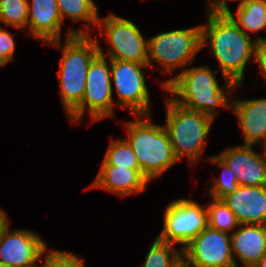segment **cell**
<instances>
[{
    "instance_id": "cell-26",
    "label": "cell",
    "mask_w": 266,
    "mask_h": 267,
    "mask_svg": "<svg viewBox=\"0 0 266 267\" xmlns=\"http://www.w3.org/2000/svg\"><path fill=\"white\" fill-rule=\"evenodd\" d=\"M46 250V255L43 256L44 263H37L35 267H85L84 260L80 259L74 252H65L53 249Z\"/></svg>"
},
{
    "instance_id": "cell-31",
    "label": "cell",
    "mask_w": 266,
    "mask_h": 267,
    "mask_svg": "<svg viewBox=\"0 0 266 267\" xmlns=\"http://www.w3.org/2000/svg\"><path fill=\"white\" fill-rule=\"evenodd\" d=\"M254 267H266V254L258 261Z\"/></svg>"
},
{
    "instance_id": "cell-24",
    "label": "cell",
    "mask_w": 266,
    "mask_h": 267,
    "mask_svg": "<svg viewBox=\"0 0 266 267\" xmlns=\"http://www.w3.org/2000/svg\"><path fill=\"white\" fill-rule=\"evenodd\" d=\"M207 161L217 165L220 169L222 168L221 177L214 178L208 190L210 198L222 200L237 189L238 182L236 176L217 155L209 156Z\"/></svg>"
},
{
    "instance_id": "cell-16",
    "label": "cell",
    "mask_w": 266,
    "mask_h": 267,
    "mask_svg": "<svg viewBox=\"0 0 266 267\" xmlns=\"http://www.w3.org/2000/svg\"><path fill=\"white\" fill-rule=\"evenodd\" d=\"M235 96L231 111L238 119L243 145L261 144L266 139V98L240 99Z\"/></svg>"
},
{
    "instance_id": "cell-15",
    "label": "cell",
    "mask_w": 266,
    "mask_h": 267,
    "mask_svg": "<svg viewBox=\"0 0 266 267\" xmlns=\"http://www.w3.org/2000/svg\"><path fill=\"white\" fill-rule=\"evenodd\" d=\"M222 200L240 224L266 225V186H238Z\"/></svg>"
},
{
    "instance_id": "cell-28",
    "label": "cell",
    "mask_w": 266,
    "mask_h": 267,
    "mask_svg": "<svg viewBox=\"0 0 266 267\" xmlns=\"http://www.w3.org/2000/svg\"><path fill=\"white\" fill-rule=\"evenodd\" d=\"M256 38L257 45L255 63L259 66L262 77L266 79V37L259 36Z\"/></svg>"
},
{
    "instance_id": "cell-18",
    "label": "cell",
    "mask_w": 266,
    "mask_h": 267,
    "mask_svg": "<svg viewBox=\"0 0 266 267\" xmlns=\"http://www.w3.org/2000/svg\"><path fill=\"white\" fill-rule=\"evenodd\" d=\"M230 237L236 267H254L266 254V225L240 224Z\"/></svg>"
},
{
    "instance_id": "cell-6",
    "label": "cell",
    "mask_w": 266,
    "mask_h": 267,
    "mask_svg": "<svg viewBox=\"0 0 266 267\" xmlns=\"http://www.w3.org/2000/svg\"><path fill=\"white\" fill-rule=\"evenodd\" d=\"M201 42V24L187 29L159 33L148 38L147 64L152 67L153 62L158 63L165 75L173 73L179 67L186 69L201 51Z\"/></svg>"
},
{
    "instance_id": "cell-32",
    "label": "cell",
    "mask_w": 266,
    "mask_h": 267,
    "mask_svg": "<svg viewBox=\"0 0 266 267\" xmlns=\"http://www.w3.org/2000/svg\"><path fill=\"white\" fill-rule=\"evenodd\" d=\"M175 267H194V266L189 265L187 262L181 259Z\"/></svg>"
},
{
    "instance_id": "cell-2",
    "label": "cell",
    "mask_w": 266,
    "mask_h": 267,
    "mask_svg": "<svg viewBox=\"0 0 266 267\" xmlns=\"http://www.w3.org/2000/svg\"><path fill=\"white\" fill-rule=\"evenodd\" d=\"M219 85L214 71L209 66L189 67L176 76L160 82V87L180 106L207 114L215 119L219 109H231L233 93L244 84L228 81Z\"/></svg>"
},
{
    "instance_id": "cell-12",
    "label": "cell",
    "mask_w": 266,
    "mask_h": 267,
    "mask_svg": "<svg viewBox=\"0 0 266 267\" xmlns=\"http://www.w3.org/2000/svg\"><path fill=\"white\" fill-rule=\"evenodd\" d=\"M8 222L0 235V263L11 267H35L43 262L47 243L37 232L27 229H11Z\"/></svg>"
},
{
    "instance_id": "cell-9",
    "label": "cell",
    "mask_w": 266,
    "mask_h": 267,
    "mask_svg": "<svg viewBox=\"0 0 266 267\" xmlns=\"http://www.w3.org/2000/svg\"><path fill=\"white\" fill-rule=\"evenodd\" d=\"M208 227V211L192 199L180 198L166 205L163 228L157 238L183 248Z\"/></svg>"
},
{
    "instance_id": "cell-25",
    "label": "cell",
    "mask_w": 266,
    "mask_h": 267,
    "mask_svg": "<svg viewBox=\"0 0 266 267\" xmlns=\"http://www.w3.org/2000/svg\"><path fill=\"white\" fill-rule=\"evenodd\" d=\"M0 22L24 30L28 24L27 0H0Z\"/></svg>"
},
{
    "instance_id": "cell-23",
    "label": "cell",
    "mask_w": 266,
    "mask_h": 267,
    "mask_svg": "<svg viewBox=\"0 0 266 267\" xmlns=\"http://www.w3.org/2000/svg\"><path fill=\"white\" fill-rule=\"evenodd\" d=\"M210 199L211 202L206 206L208 211V226L229 234L233 233L240 223L232 210L223 200Z\"/></svg>"
},
{
    "instance_id": "cell-14",
    "label": "cell",
    "mask_w": 266,
    "mask_h": 267,
    "mask_svg": "<svg viewBox=\"0 0 266 267\" xmlns=\"http://www.w3.org/2000/svg\"><path fill=\"white\" fill-rule=\"evenodd\" d=\"M148 179L140 169L123 168L113 165H100L98 174L86 188H98L120 197L138 194L147 189Z\"/></svg>"
},
{
    "instance_id": "cell-20",
    "label": "cell",
    "mask_w": 266,
    "mask_h": 267,
    "mask_svg": "<svg viewBox=\"0 0 266 267\" xmlns=\"http://www.w3.org/2000/svg\"><path fill=\"white\" fill-rule=\"evenodd\" d=\"M248 36L250 32L266 30V0H245L238 3L235 16L231 9L226 12Z\"/></svg>"
},
{
    "instance_id": "cell-19",
    "label": "cell",
    "mask_w": 266,
    "mask_h": 267,
    "mask_svg": "<svg viewBox=\"0 0 266 267\" xmlns=\"http://www.w3.org/2000/svg\"><path fill=\"white\" fill-rule=\"evenodd\" d=\"M58 11L62 22L65 18H70L75 22H83L82 28H73L72 26L66 32V38L73 35H92L91 27L97 26L99 21L98 8L93 0H56ZM91 25V26H90Z\"/></svg>"
},
{
    "instance_id": "cell-4",
    "label": "cell",
    "mask_w": 266,
    "mask_h": 267,
    "mask_svg": "<svg viewBox=\"0 0 266 267\" xmlns=\"http://www.w3.org/2000/svg\"><path fill=\"white\" fill-rule=\"evenodd\" d=\"M134 117L125 122L128 134L125 140L135 152L142 174L151 182L179 160L164 125L154 124L151 114Z\"/></svg>"
},
{
    "instance_id": "cell-21",
    "label": "cell",
    "mask_w": 266,
    "mask_h": 267,
    "mask_svg": "<svg viewBox=\"0 0 266 267\" xmlns=\"http://www.w3.org/2000/svg\"><path fill=\"white\" fill-rule=\"evenodd\" d=\"M181 259V249L156 238L148 250L142 267H175Z\"/></svg>"
},
{
    "instance_id": "cell-33",
    "label": "cell",
    "mask_w": 266,
    "mask_h": 267,
    "mask_svg": "<svg viewBox=\"0 0 266 267\" xmlns=\"http://www.w3.org/2000/svg\"><path fill=\"white\" fill-rule=\"evenodd\" d=\"M260 145L263 148L262 156L266 159V139Z\"/></svg>"
},
{
    "instance_id": "cell-22",
    "label": "cell",
    "mask_w": 266,
    "mask_h": 267,
    "mask_svg": "<svg viewBox=\"0 0 266 267\" xmlns=\"http://www.w3.org/2000/svg\"><path fill=\"white\" fill-rule=\"evenodd\" d=\"M101 165L140 169L135 152L125 138L111 140Z\"/></svg>"
},
{
    "instance_id": "cell-30",
    "label": "cell",
    "mask_w": 266,
    "mask_h": 267,
    "mask_svg": "<svg viewBox=\"0 0 266 267\" xmlns=\"http://www.w3.org/2000/svg\"><path fill=\"white\" fill-rule=\"evenodd\" d=\"M8 222L10 221L8 219L7 212L0 208V235L2 233V229Z\"/></svg>"
},
{
    "instance_id": "cell-13",
    "label": "cell",
    "mask_w": 266,
    "mask_h": 267,
    "mask_svg": "<svg viewBox=\"0 0 266 267\" xmlns=\"http://www.w3.org/2000/svg\"><path fill=\"white\" fill-rule=\"evenodd\" d=\"M217 156L234 172L238 186H266V159L253 146L227 147Z\"/></svg>"
},
{
    "instance_id": "cell-27",
    "label": "cell",
    "mask_w": 266,
    "mask_h": 267,
    "mask_svg": "<svg viewBox=\"0 0 266 267\" xmlns=\"http://www.w3.org/2000/svg\"><path fill=\"white\" fill-rule=\"evenodd\" d=\"M16 49L14 37L0 26V67H4L9 61L14 60Z\"/></svg>"
},
{
    "instance_id": "cell-11",
    "label": "cell",
    "mask_w": 266,
    "mask_h": 267,
    "mask_svg": "<svg viewBox=\"0 0 266 267\" xmlns=\"http://www.w3.org/2000/svg\"><path fill=\"white\" fill-rule=\"evenodd\" d=\"M182 259L194 267H236L230 234L209 226L183 248Z\"/></svg>"
},
{
    "instance_id": "cell-29",
    "label": "cell",
    "mask_w": 266,
    "mask_h": 267,
    "mask_svg": "<svg viewBox=\"0 0 266 267\" xmlns=\"http://www.w3.org/2000/svg\"><path fill=\"white\" fill-rule=\"evenodd\" d=\"M230 1H239V0H230ZM245 0H240L239 3L244 2ZM207 10L212 12H227L230 8L228 5V0H208Z\"/></svg>"
},
{
    "instance_id": "cell-3",
    "label": "cell",
    "mask_w": 266,
    "mask_h": 267,
    "mask_svg": "<svg viewBox=\"0 0 266 267\" xmlns=\"http://www.w3.org/2000/svg\"><path fill=\"white\" fill-rule=\"evenodd\" d=\"M47 45L62 49L58 71L61 103L68 116L81 102L86 87L87 72L91 61L99 54L98 42L90 35H73Z\"/></svg>"
},
{
    "instance_id": "cell-17",
    "label": "cell",
    "mask_w": 266,
    "mask_h": 267,
    "mask_svg": "<svg viewBox=\"0 0 266 267\" xmlns=\"http://www.w3.org/2000/svg\"><path fill=\"white\" fill-rule=\"evenodd\" d=\"M28 1V36L44 42V44L61 40L62 19L56 0Z\"/></svg>"
},
{
    "instance_id": "cell-7",
    "label": "cell",
    "mask_w": 266,
    "mask_h": 267,
    "mask_svg": "<svg viewBox=\"0 0 266 267\" xmlns=\"http://www.w3.org/2000/svg\"><path fill=\"white\" fill-rule=\"evenodd\" d=\"M113 97L110 59L98 54L89 65L82 102L67 118L70 122L81 123L86 111L92 122L113 118L116 105Z\"/></svg>"
},
{
    "instance_id": "cell-10",
    "label": "cell",
    "mask_w": 266,
    "mask_h": 267,
    "mask_svg": "<svg viewBox=\"0 0 266 267\" xmlns=\"http://www.w3.org/2000/svg\"><path fill=\"white\" fill-rule=\"evenodd\" d=\"M148 64L110 59L113 87L118 107L127 109L130 114L150 115V94L142 68Z\"/></svg>"
},
{
    "instance_id": "cell-34",
    "label": "cell",
    "mask_w": 266,
    "mask_h": 267,
    "mask_svg": "<svg viewBox=\"0 0 266 267\" xmlns=\"http://www.w3.org/2000/svg\"><path fill=\"white\" fill-rule=\"evenodd\" d=\"M0 267H11V266L3 264V263H0Z\"/></svg>"
},
{
    "instance_id": "cell-1",
    "label": "cell",
    "mask_w": 266,
    "mask_h": 267,
    "mask_svg": "<svg viewBox=\"0 0 266 267\" xmlns=\"http://www.w3.org/2000/svg\"><path fill=\"white\" fill-rule=\"evenodd\" d=\"M206 22L201 24L202 49L204 46L210 48L220 66L224 83L230 80L243 84L247 62L255 63L257 38L246 35L226 12L207 10Z\"/></svg>"
},
{
    "instance_id": "cell-5",
    "label": "cell",
    "mask_w": 266,
    "mask_h": 267,
    "mask_svg": "<svg viewBox=\"0 0 266 267\" xmlns=\"http://www.w3.org/2000/svg\"><path fill=\"white\" fill-rule=\"evenodd\" d=\"M165 106L164 127L168 132L176 158L180 160L186 157L191 165L198 164L215 119L207 114L180 106L168 95L165 97Z\"/></svg>"
},
{
    "instance_id": "cell-8",
    "label": "cell",
    "mask_w": 266,
    "mask_h": 267,
    "mask_svg": "<svg viewBox=\"0 0 266 267\" xmlns=\"http://www.w3.org/2000/svg\"><path fill=\"white\" fill-rule=\"evenodd\" d=\"M96 28L108 44V53H105L96 39L99 54L109 59L147 64L148 38H144L135 23L112 13L102 19L99 17Z\"/></svg>"
}]
</instances>
